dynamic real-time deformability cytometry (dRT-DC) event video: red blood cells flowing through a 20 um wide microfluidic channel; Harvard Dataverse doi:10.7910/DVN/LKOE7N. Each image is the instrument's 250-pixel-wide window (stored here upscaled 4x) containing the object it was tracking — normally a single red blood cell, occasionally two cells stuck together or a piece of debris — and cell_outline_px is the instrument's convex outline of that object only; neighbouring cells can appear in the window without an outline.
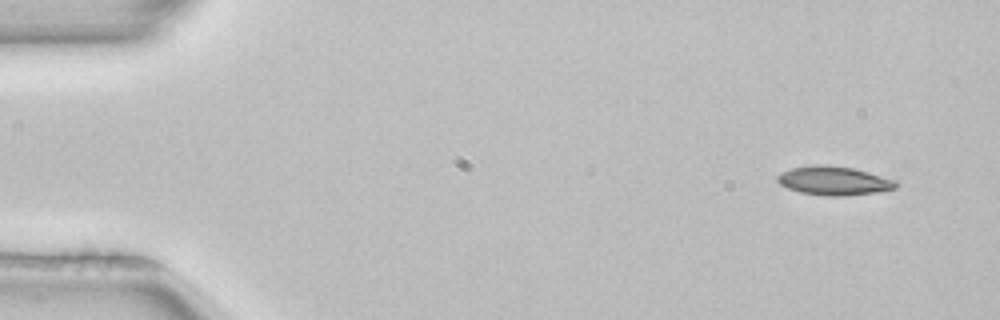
{"species": "common noctule bat (a hibernating species)", "species_latin": "Nyctalus noctula", "temperature_condition": "room temperature", "stored_images_in_passage": 4, "camera_frame_rate_fps": 3000, "um_per_image_px": 0.085, "animal": {"sex": "female", "body_mass_g": 22.7, "forearm_length_mm": 54.2}, "frame": {"image": 1, "passage_image": 1, "time_ms": 0.0, "image_size_px": [1000, 320], "cell_outline_px": [[900, 184], [896, 188], [876, 192], [844, 196], [824, 196], [800, 192], [788, 188], [780, 184], [776, 180], [776, 176], [780, 172], [792, 168], [852, 168], [868, 172], [896, 180]], "centroid_in_image_um": [70.92, 15.42], "position_along_channel_um": 14.1, "area_um2": 19.02}}
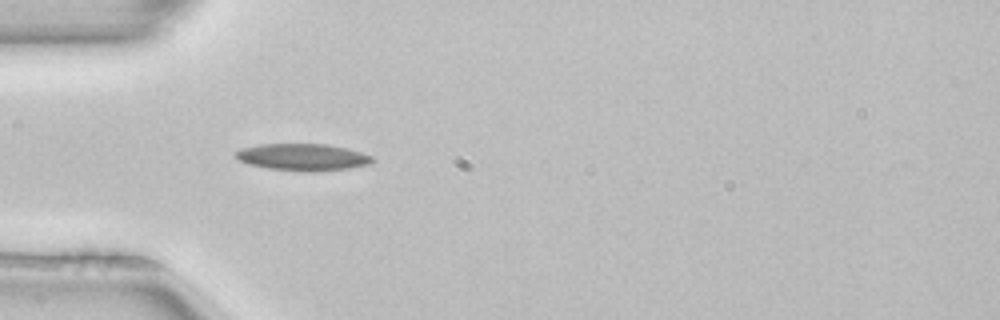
{"frame": {"image": 2, "passage_image": 4, "time_ms": 1.0, "image_size_px": [1000, 320], "cell_outline_px": [[376, 160], [372, 164], [348, 168], [308, 172], [268, 168], [248, 164], [240, 160], [236, 156], [236, 152], [240, 148], [260, 144], [324, 144], [344, 148], [360, 152], [372, 156]], "centroid_in_image_um": [25.75, 13.36], "position_along_channel_um": 59.3, "area_um2": 21.27}}